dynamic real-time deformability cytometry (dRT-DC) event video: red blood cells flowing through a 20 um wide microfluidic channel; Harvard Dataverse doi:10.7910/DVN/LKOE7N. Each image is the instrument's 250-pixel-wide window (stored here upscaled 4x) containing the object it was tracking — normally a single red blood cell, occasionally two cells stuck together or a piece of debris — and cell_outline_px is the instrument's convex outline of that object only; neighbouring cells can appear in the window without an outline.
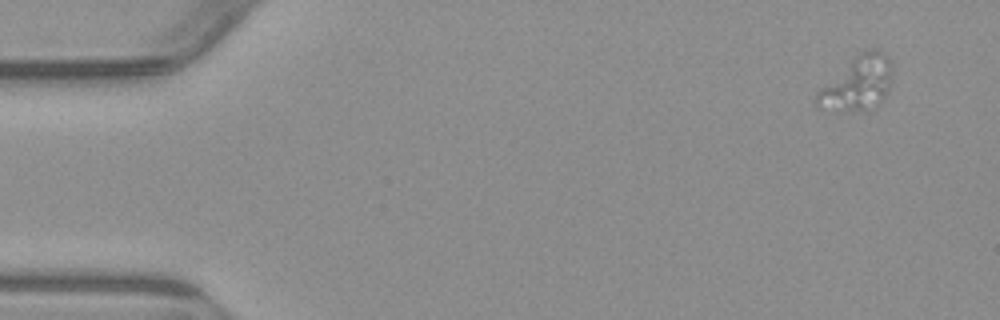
{"species": "common noctule bat (a hibernating species)", "species_latin": "Nyctalus noctula", "temperature_condition": "warm", "stored_images_in_passage": 8, "camera_frame_rate_fps": 3000, "um_per_image_px": 0.085, "animal": {"sex": "male", "body_mass_g": 23.1, "forearm_length_mm": 52.7}, "frame": {"image": 1, "passage_image": 1, "time_ms": 0.0, "image_size_px": [1000, 320], "cell_outline_px": [[892, 80], [888, 92], [876, 108], [868, 112], [844, 112], [816, 108], [816, 92], [820, 88], [860, 52], [868, 48], [880, 48], [892, 60]], "centroid_in_image_um": [72.94, 7.12], "position_along_channel_um": 12.1, "area_um2": 24.62}}
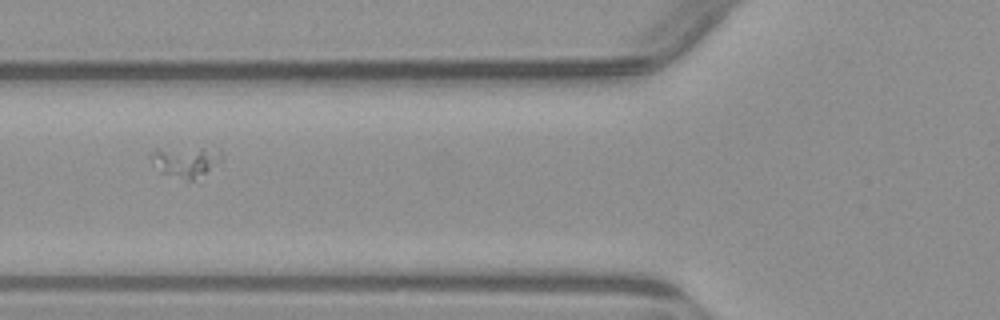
{"frame": {"image": 2, "passage_image": 6, "time_ms": 6.0, "image_size_px": [1000, 320], "cell_outline_px": [[224, 160], [192, 180], [160, 172], [152, 164], [148, 156], [152, 152], [200, 148], [220, 148], [224, 156]], "centroid_in_image_um": [15.86, 13.73], "position_along_channel_um": 109.9, "area_um2": 12.08}}
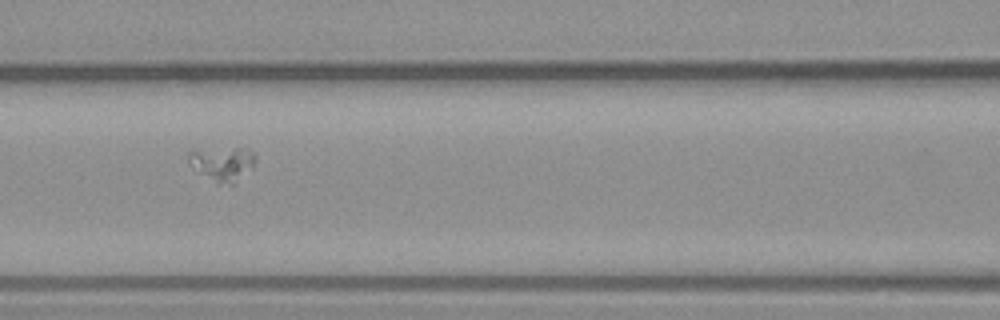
{"frame": {"image": 3, "passage_image": 7, "time_ms": 7.0, "image_size_px": [1000, 320], "cell_outline_px": [[256, 160], [252, 168], [232, 184], [216, 184], [196, 172], [188, 164], [188, 152], [236, 148], [240, 148], [252, 152], [256, 156]], "centroid_in_image_um": [18.88, 13.96], "position_along_channel_um": 147.7, "area_um2": 13.12}}